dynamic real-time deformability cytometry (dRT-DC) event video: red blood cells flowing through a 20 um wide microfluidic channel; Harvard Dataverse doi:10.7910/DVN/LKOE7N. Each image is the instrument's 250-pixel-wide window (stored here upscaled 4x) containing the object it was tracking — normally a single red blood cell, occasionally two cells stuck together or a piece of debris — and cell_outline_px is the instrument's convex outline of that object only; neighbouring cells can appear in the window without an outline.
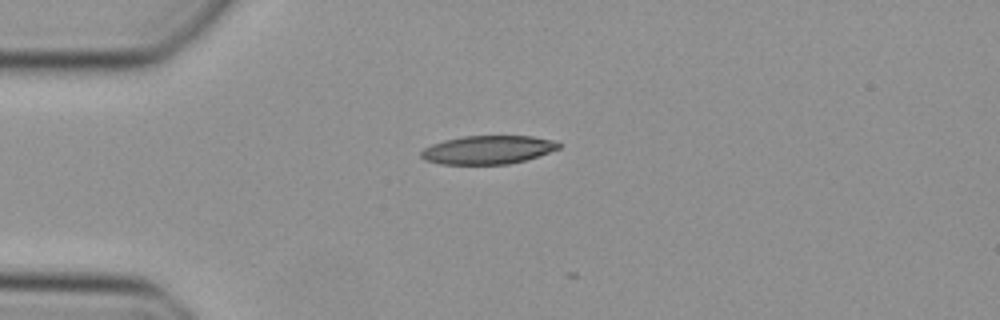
{"species": "Egyptian fruit bat (a non-hibernating species)", "species_latin": "Rousettus aegyptiacus", "temperature_condition": "cold", "stored_images_in_passage": 4, "camera_frame_rate_fps": 3000, "um_per_image_px": 0.085, "animal": {"sex": "female"}, "frame": {"image": 1, "passage_image": 3, "time_ms": 0.667, "image_size_px": [1000, 320], "cell_outline_px": [[560, 148], [524, 160], [508, 164], [440, 164], [424, 160], [420, 156], [420, 152], [424, 148], [432, 144], [444, 140], [464, 136], [532, 136], [556, 140], [560, 144]], "centroid_in_image_um": [41.44, 12.73], "position_along_channel_um": 43.6, "area_um2": 22.77}}